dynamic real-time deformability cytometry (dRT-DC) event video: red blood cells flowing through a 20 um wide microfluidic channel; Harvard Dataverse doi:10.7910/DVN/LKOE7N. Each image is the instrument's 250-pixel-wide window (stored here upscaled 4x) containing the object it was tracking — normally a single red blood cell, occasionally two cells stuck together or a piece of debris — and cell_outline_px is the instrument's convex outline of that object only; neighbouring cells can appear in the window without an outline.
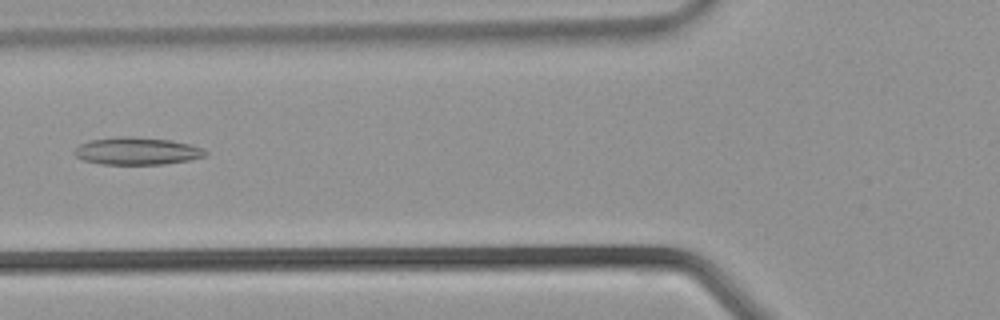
{"species": "common noctule bat (a hibernating species)", "species_latin": "Nyctalus noctula", "temperature_condition": "warm", "stored_images_in_passage": 28, "camera_frame_rate_fps": 3000, "um_per_image_px": 0.085, "animal": {"sex": "male", "body_mass_g": 21.5, "forearm_length_mm": 52.0}, "frame": {"image": 1, "passage_image": 6, "time_ms": 1.667, "image_size_px": [1000, 320], "cell_outline_px": [[208, 156], [188, 160], [164, 164], [100, 164], [84, 160], [76, 156], [72, 152], [80, 144], [92, 140], [124, 136], [128, 136], [172, 140], [188, 144], [200, 148], [208, 152]], "centroid_in_image_um": [11.65, 12.84], "position_along_channel_um": 114.2, "area_um2": 20.75}}
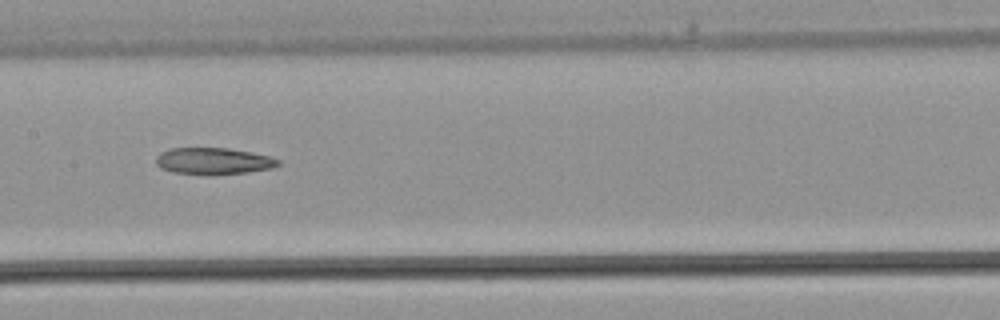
{"frame": {"image": 2, "passage_image": 10, "time_ms": 3.0, "image_size_px": [1000, 320], "cell_outline_px": [[280, 164], [272, 168], [248, 172], [212, 176], [208, 176], [172, 172], [160, 168], [156, 164], [156, 156], [160, 152], [172, 148], [228, 148], [268, 156], [280, 160]], "centroid_in_image_um": [18.1, 13.71], "position_along_channel_um": 189.3, "area_um2": 19.25}}
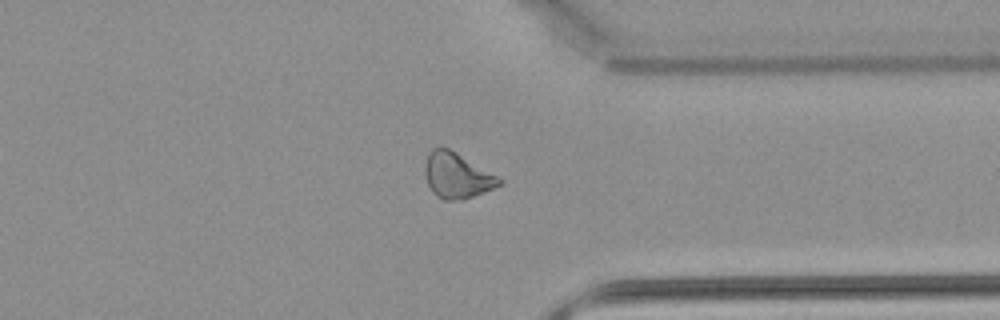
{"frame": {"image": 3, "passage_image": 20, "time_ms": 6.333, "image_size_px": [1000, 320], "cell_outline_px": [[504, 184], [464, 200], [444, 200], [436, 196], [432, 192], [428, 184], [424, 172], [424, 168], [428, 156], [432, 148], [448, 148], [456, 152], [504, 180]], "centroid_in_image_um": [38.85, 14.95], "position_along_channel_um": 372.5, "area_um2": 19.59}}